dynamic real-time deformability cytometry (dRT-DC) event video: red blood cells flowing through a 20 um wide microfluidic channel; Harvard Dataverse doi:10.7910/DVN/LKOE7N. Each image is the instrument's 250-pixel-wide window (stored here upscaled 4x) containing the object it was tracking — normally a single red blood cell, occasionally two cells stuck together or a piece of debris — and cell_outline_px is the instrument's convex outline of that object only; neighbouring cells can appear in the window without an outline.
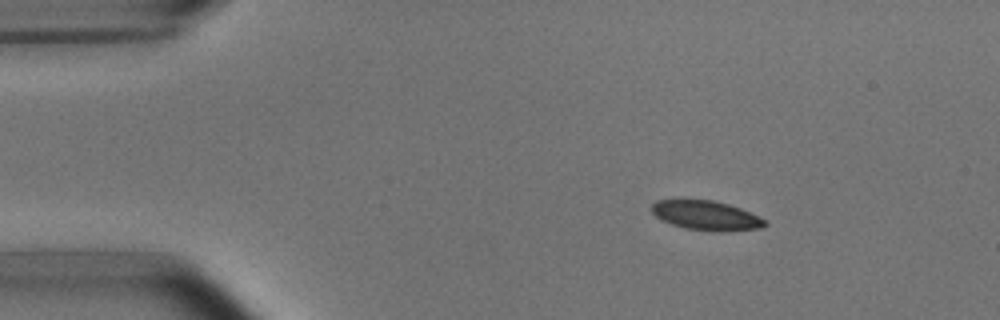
{"species": "common noctule bat (a hibernating species)", "species_latin": "Nyctalus noctula", "temperature_condition": "room temperature", "stored_images_in_passage": 4, "camera_frame_rate_fps": 3000, "um_per_image_px": 0.085, "animal": {"sex": "male", "body_mass_g": 15.6}, "frame": {"image": 1, "passage_image": 2, "time_ms": 1.333, "image_size_px": [1000, 320], "cell_outline_px": [[768, 224], [760, 228], [720, 232], [684, 228], [660, 220], [652, 212], [652, 204], [656, 200], [712, 200], [728, 204], [740, 208], [764, 220]], "centroid_in_image_um": [59.99, 18.32], "position_along_channel_um": 25.0, "area_um2": 19.19}}